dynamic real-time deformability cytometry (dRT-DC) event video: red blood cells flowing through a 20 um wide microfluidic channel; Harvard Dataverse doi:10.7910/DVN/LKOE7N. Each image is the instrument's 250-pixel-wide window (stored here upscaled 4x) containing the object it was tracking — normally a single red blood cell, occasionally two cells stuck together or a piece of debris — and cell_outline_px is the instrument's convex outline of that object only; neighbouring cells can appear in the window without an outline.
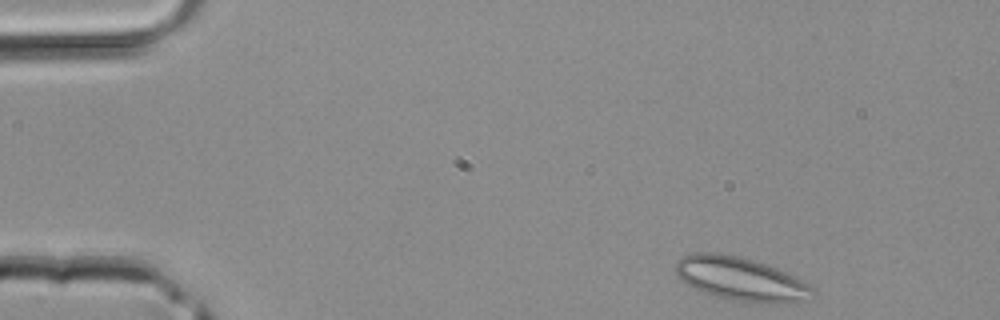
{"species": "common noctule bat (a hibernating species)", "species_latin": "Nyctalus noctula", "temperature_condition": "room temperature", "stored_images_in_passage": 39, "camera_frame_rate_fps": 3000, "um_per_image_px": 0.085, "animal": {"sex": "male", "body_mass_g": 20.4}, "frame": {"image": 1, "passage_image": 1, "time_ms": 0.0, "image_size_px": [1000, 320], "cell_outline_px": [[816, 296], [812, 300], [788, 304], [748, 304], [728, 300], [712, 296], [680, 280], [676, 276], [676, 260], [680, 256], [692, 252], [716, 252], [740, 256], [776, 268], [812, 284], [816, 288]], "centroid_in_image_um": [63.04, 23.76], "position_along_channel_um": 22.0, "area_um2": 36.13}}
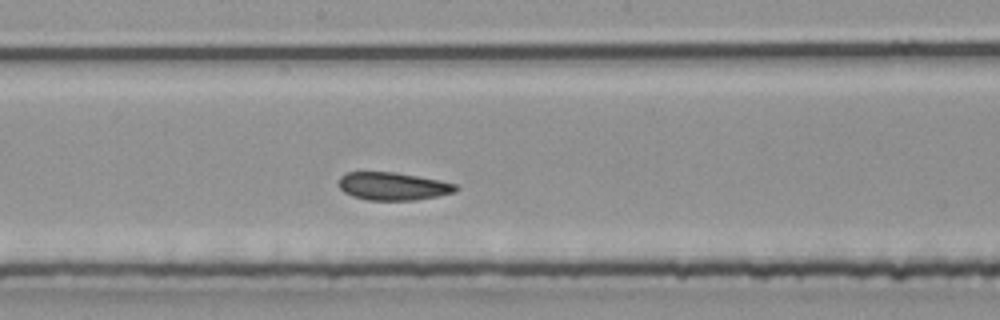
{"frame": {"image": 2, "passage_image": 19, "time_ms": 6.0, "image_size_px": [1000, 320], "cell_outline_px": [[460, 188], [456, 192], [416, 200], [368, 200], [352, 196], [344, 192], [340, 188], [340, 176], [344, 172], [396, 172], [440, 180], [456, 184]], "centroid_in_image_um": [33.42, 15.82], "position_along_channel_um": 214.8, "area_um2": 19.07}}
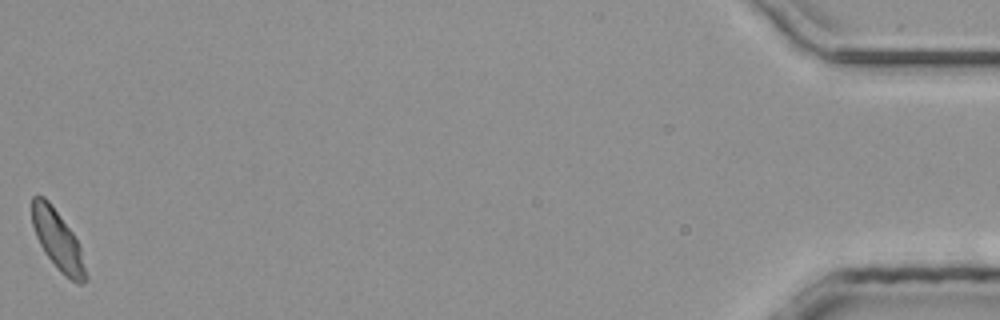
{"frame": {"image": 3, "passage_image": 39, "time_ms": 12.667, "image_size_px": [1000, 320], "cell_outline_px": [[88, 280], [84, 284], [76, 284], [60, 272], [44, 252], [36, 236], [32, 224], [32, 196], [44, 196], [48, 200], [72, 232], [80, 244], [88, 276]], "centroid_in_image_um": [4.95, 20.48], "position_along_channel_um": 430.3, "area_um2": 18.79}}